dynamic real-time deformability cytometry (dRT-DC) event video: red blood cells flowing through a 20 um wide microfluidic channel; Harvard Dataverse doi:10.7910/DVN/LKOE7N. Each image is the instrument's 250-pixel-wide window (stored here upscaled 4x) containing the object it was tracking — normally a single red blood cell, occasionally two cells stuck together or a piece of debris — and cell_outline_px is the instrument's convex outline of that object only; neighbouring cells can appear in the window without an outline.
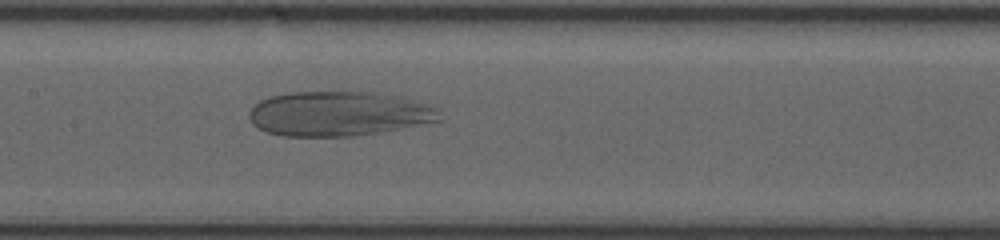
{"species": "human", "species_latin": "Homo sapiens", "temperature_condition": "room temperature", "stored_images_in_passage": 17, "camera_frame_rate_fps": 3000, "um_per_image_px": 0.085, "donor": {"sex": "female"}, "frame": {"image": 1, "passage_image": 15, "time_ms": 8.333, "image_size_px": [1000, 240], "cell_outline_px": [[440, 120], [400, 128], [352, 136], [284, 136], [268, 132], [252, 124], [248, 116], [248, 112], [260, 100], [272, 96], [292, 92], [372, 92], [396, 96], [436, 108]], "centroid_in_image_um": [28.69, 9.67], "position_along_channel_um": 178.7, "area_um2": 48.67}}